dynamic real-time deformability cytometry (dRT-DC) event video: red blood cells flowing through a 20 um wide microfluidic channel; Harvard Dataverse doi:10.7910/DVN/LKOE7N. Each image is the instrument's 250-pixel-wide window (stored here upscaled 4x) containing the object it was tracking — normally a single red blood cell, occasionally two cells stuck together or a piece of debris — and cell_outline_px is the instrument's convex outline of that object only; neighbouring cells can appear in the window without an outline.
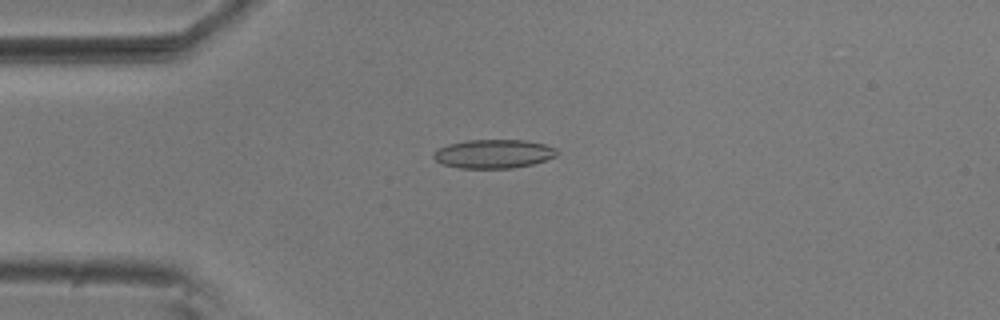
{"species": "common noctule bat (a hibernating species)", "species_latin": "Nyctalus noctula", "temperature_condition": "room temperature", "stored_images_in_passage": 6, "camera_frame_rate_fps": 3000, "um_per_image_px": 0.085, "animal": {"sex": "male", "body_mass_g": 20.5, "forearm_length_mm": 52.5}, "frame": {"image": 1, "passage_image": 4, "time_ms": 1.0, "image_size_px": [1000, 320], "cell_outline_px": [[560, 152], [556, 156], [532, 164], [512, 168], [460, 168], [444, 164], [436, 160], [432, 156], [432, 152], [436, 148], [448, 144], [464, 140], [524, 140], [544, 144], [556, 148]], "centroid_in_image_um": [41.93, 13.07], "position_along_channel_um": 43.1, "area_um2": 20.81}}
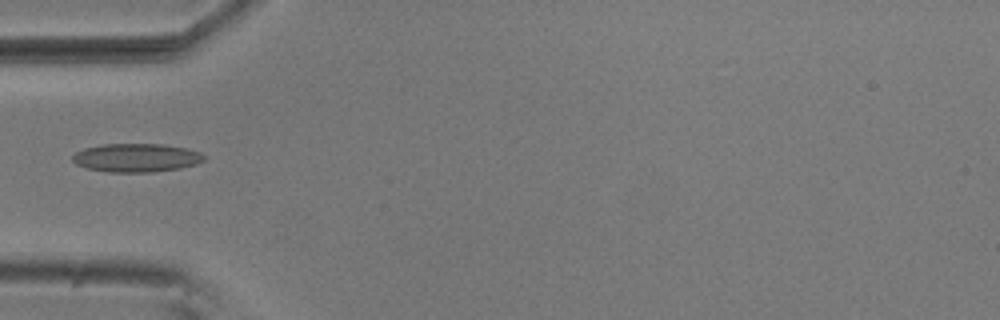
{"frame": {"image": 2, "passage_image": 5, "time_ms": 1.333, "image_size_px": [1000, 320], "cell_outline_px": [[204, 160], [196, 164], [180, 168], [152, 172], [108, 172], [88, 168], [76, 164], [72, 160], [72, 156], [76, 152], [84, 148], [100, 144], [164, 144], [184, 148], [200, 152], [204, 156]], "centroid_in_image_um": [11.57, 13.4], "position_along_channel_um": 73.4, "area_um2": 21.79}}
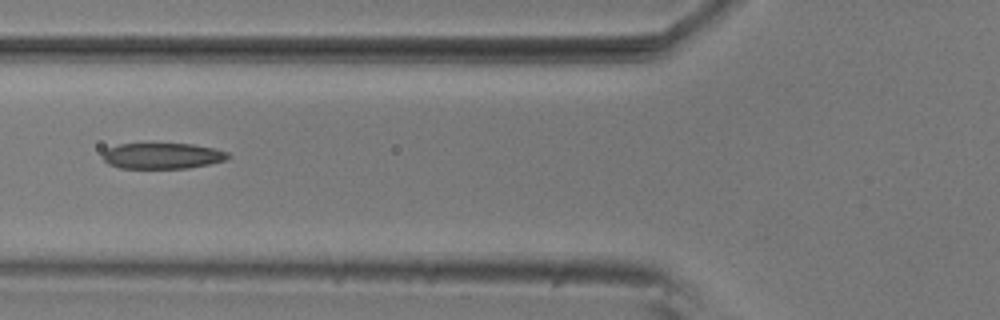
{"frame": {"image": 3, "passage_image": 6, "time_ms": 1.667, "image_size_px": [1000, 320], "cell_outline_px": [[232, 156], [228, 160], [188, 168], [120, 168], [108, 164], [104, 160], [104, 152], [108, 148], [120, 144], [192, 144], [212, 148], [228, 152]], "centroid_in_image_um": [13.84, 13.25], "position_along_channel_um": 112.0, "area_um2": 18.79}}